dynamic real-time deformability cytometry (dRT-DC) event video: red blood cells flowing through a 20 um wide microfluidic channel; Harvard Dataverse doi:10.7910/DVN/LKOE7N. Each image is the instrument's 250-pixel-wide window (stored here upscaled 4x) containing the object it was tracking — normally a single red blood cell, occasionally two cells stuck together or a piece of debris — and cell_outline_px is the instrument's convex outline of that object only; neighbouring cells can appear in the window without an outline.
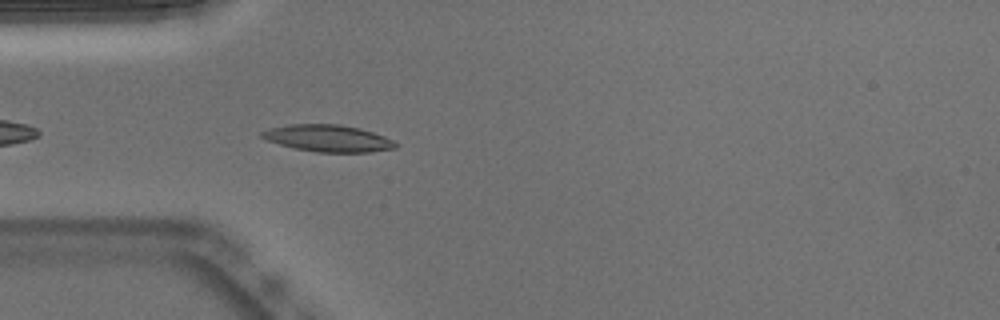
{"species": "Egyptian fruit bat (a non-hibernating species)", "species_latin": "Rousettus aegyptiacus", "temperature_condition": "warm", "stored_images_in_passage": 14, "camera_frame_rate_fps": 3000, "um_per_image_px": 0.085, "animal": {"sex": "male"}, "frame": {"image": 1, "passage_image": 3, "time_ms": 0.667, "image_size_px": [1000, 320], "cell_outline_px": [[396, 148], [372, 152], [316, 152], [296, 148], [280, 144], [268, 140], [260, 136], [260, 132], [268, 128], [288, 124], [340, 124], [360, 128], [384, 136], [392, 140], [396, 144]], "centroid_in_image_um": [27.87, 11.75], "position_along_channel_um": 57.1, "area_um2": 20.87}}